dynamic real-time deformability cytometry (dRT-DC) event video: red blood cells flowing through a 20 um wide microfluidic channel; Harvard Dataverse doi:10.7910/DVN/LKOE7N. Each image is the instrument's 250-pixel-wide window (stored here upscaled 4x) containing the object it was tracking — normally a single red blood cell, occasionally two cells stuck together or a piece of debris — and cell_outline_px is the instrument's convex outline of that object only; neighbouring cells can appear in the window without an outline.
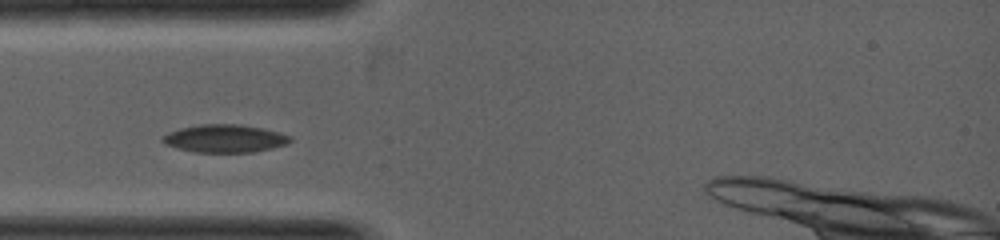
{"species": "common noctule bat (a hibernating species)", "species_latin": "Nyctalus noctula", "temperature_condition": "warm", "stored_images_in_passage": 1, "camera_frame_rate_fps": 5000, "um_per_image_px": 0.085, "animal": {"sex": "female", "body_mass_g": 19.0, "forearm_length_mm": 53.3}, "frame": {"image": 1, "passage_image": 1, "time_ms": 0.0, "image_size_px": [1000, 240], "cell_outline_px": [[292, 140], [284, 144], [272, 148], [252, 152], [192, 152], [176, 148], [160, 140], [168, 132], [180, 128], [200, 124], [240, 124], [260, 128], [276, 132], [288, 136]], "centroid_in_image_um": [19.04, 11.77], "position_along_channel_um": 66.0, "area_um2": 20.4}}